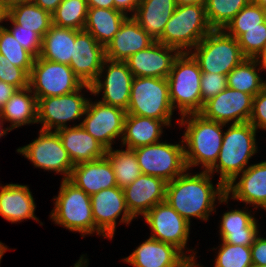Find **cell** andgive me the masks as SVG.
Returning a JSON list of instances; mask_svg holds the SVG:
<instances>
[{"label":"cell","instance_id":"obj_43","mask_svg":"<svg viewBox=\"0 0 266 267\" xmlns=\"http://www.w3.org/2000/svg\"><path fill=\"white\" fill-rule=\"evenodd\" d=\"M202 108L205 102L217 96L228 87L227 75L202 72L201 74Z\"/></svg>","mask_w":266,"mask_h":267},{"label":"cell","instance_id":"obj_2","mask_svg":"<svg viewBox=\"0 0 266 267\" xmlns=\"http://www.w3.org/2000/svg\"><path fill=\"white\" fill-rule=\"evenodd\" d=\"M179 123L186 125L183 143L187 169L202 164L201 168L208 171L218 159L226 124L208 120L199 113L185 114Z\"/></svg>","mask_w":266,"mask_h":267},{"label":"cell","instance_id":"obj_48","mask_svg":"<svg viewBox=\"0 0 266 267\" xmlns=\"http://www.w3.org/2000/svg\"><path fill=\"white\" fill-rule=\"evenodd\" d=\"M16 90L17 88L15 86L0 80V111Z\"/></svg>","mask_w":266,"mask_h":267},{"label":"cell","instance_id":"obj_56","mask_svg":"<svg viewBox=\"0 0 266 267\" xmlns=\"http://www.w3.org/2000/svg\"><path fill=\"white\" fill-rule=\"evenodd\" d=\"M3 120L0 118V137L6 136L7 132L12 131L10 128H3Z\"/></svg>","mask_w":266,"mask_h":267},{"label":"cell","instance_id":"obj_47","mask_svg":"<svg viewBox=\"0 0 266 267\" xmlns=\"http://www.w3.org/2000/svg\"><path fill=\"white\" fill-rule=\"evenodd\" d=\"M140 0H114V9L123 12L128 15L132 12L131 16H133L137 10L138 4Z\"/></svg>","mask_w":266,"mask_h":267},{"label":"cell","instance_id":"obj_34","mask_svg":"<svg viewBox=\"0 0 266 267\" xmlns=\"http://www.w3.org/2000/svg\"><path fill=\"white\" fill-rule=\"evenodd\" d=\"M262 70L266 67L255 58H245L227 75L228 87L255 96L266 87V80L258 73Z\"/></svg>","mask_w":266,"mask_h":267},{"label":"cell","instance_id":"obj_37","mask_svg":"<svg viewBox=\"0 0 266 267\" xmlns=\"http://www.w3.org/2000/svg\"><path fill=\"white\" fill-rule=\"evenodd\" d=\"M251 0H207V21L212 29H224Z\"/></svg>","mask_w":266,"mask_h":267},{"label":"cell","instance_id":"obj_42","mask_svg":"<svg viewBox=\"0 0 266 267\" xmlns=\"http://www.w3.org/2000/svg\"><path fill=\"white\" fill-rule=\"evenodd\" d=\"M0 80L23 89L29 86V75L22 69L13 65L0 53Z\"/></svg>","mask_w":266,"mask_h":267},{"label":"cell","instance_id":"obj_53","mask_svg":"<svg viewBox=\"0 0 266 267\" xmlns=\"http://www.w3.org/2000/svg\"><path fill=\"white\" fill-rule=\"evenodd\" d=\"M8 18V9L0 3V23L2 24L3 21H6ZM0 24V29L4 28L5 26Z\"/></svg>","mask_w":266,"mask_h":267},{"label":"cell","instance_id":"obj_31","mask_svg":"<svg viewBox=\"0 0 266 267\" xmlns=\"http://www.w3.org/2000/svg\"><path fill=\"white\" fill-rule=\"evenodd\" d=\"M127 17L126 14L114 8L89 7L83 30L89 32L105 48L113 40Z\"/></svg>","mask_w":266,"mask_h":267},{"label":"cell","instance_id":"obj_19","mask_svg":"<svg viewBox=\"0 0 266 267\" xmlns=\"http://www.w3.org/2000/svg\"><path fill=\"white\" fill-rule=\"evenodd\" d=\"M105 60V48L85 30H75L70 67L84 83L91 85L98 77Z\"/></svg>","mask_w":266,"mask_h":267},{"label":"cell","instance_id":"obj_28","mask_svg":"<svg viewBox=\"0 0 266 267\" xmlns=\"http://www.w3.org/2000/svg\"><path fill=\"white\" fill-rule=\"evenodd\" d=\"M175 0H140L132 16L155 41L165 29L166 23L176 9Z\"/></svg>","mask_w":266,"mask_h":267},{"label":"cell","instance_id":"obj_5","mask_svg":"<svg viewBox=\"0 0 266 267\" xmlns=\"http://www.w3.org/2000/svg\"><path fill=\"white\" fill-rule=\"evenodd\" d=\"M212 30L205 5L176 6L157 41L181 53L190 52Z\"/></svg>","mask_w":266,"mask_h":267},{"label":"cell","instance_id":"obj_36","mask_svg":"<svg viewBox=\"0 0 266 267\" xmlns=\"http://www.w3.org/2000/svg\"><path fill=\"white\" fill-rule=\"evenodd\" d=\"M88 8L86 0H63L52 14V24L81 31L86 23Z\"/></svg>","mask_w":266,"mask_h":267},{"label":"cell","instance_id":"obj_13","mask_svg":"<svg viewBox=\"0 0 266 267\" xmlns=\"http://www.w3.org/2000/svg\"><path fill=\"white\" fill-rule=\"evenodd\" d=\"M17 152L32 162L34 167L63 174L68 179L74 167L57 131H39L38 138Z\"/></svg>","mask_w":266,"mask_h":267},{"label":"cell","instance_id":"obj_30","mask_svg":"<svg viewBox=\"0 0 266 267\" xmlns=\"http://www.w3.org/2000/svg\"><path fill=\"white\" fill-rule=\"evenodd\" d=\"M37 106V97L29 86L17 89L0 111V118L10 122L11 130L26 124H37Z\"/></svg>","mask_w":266,"mask_h":267},{"label":"cell","instance_id":"obj_10","mask_svg":"<svg viewBox=\"0 0 266 267\" xmlns=\"http://www.w3.org/2000/svg\"><path fill=\"white\" fill-rule=\"evenodd\" d=\"M84 83L67 64L37 57L29 74V87L37 98L66 95Z\"/></svg>","mask_w":266,"mask_h":267},{"label":"cell","instance_id":"obj_14","mask_svg":"<svg viewBox=\"0 0 266 267\" xmlns=\"http://www.w3.org/2000/svg\"><path fill=\"white\" fill-rule=\"evenodd\" d=\"M85 111L81 125L106 150L111 149L116 138L122 140L126 111L101 101L90 102Z\"/></svg>","mask_w":266,"mask_h":267},{"label":"cell","instance_id":"obj_12","mask_svg":"<svg viewBox=\"0 0 266 267\" xmlns=\"http://www.w3.org/2000/svg\"><path fill=\"white\" fill-rule=\"evenodd\" d=\"M143 217L152 230L150 238L174 245L190 261H195L197 252L186 247L191 224L166 201L156 204ZM185 248L194 254L186 255Z\"/></svg>","mask_w":266,"mask_h":267},{"label":"cell","instance_id":"obj_45","mask_svg":"<svg viewBox=\"0 0 266 267\" xmlns=\"http://www.w3.org/2000/svg\"><path fill=\"white\" fill-rule=\"evenodd\" d=\"M249 122L256 128L266 131V87L253 97Z\"/></svg>","mask_w":266,"mask_h":267},{"label":"cell","instance_id":"obj_23","mask_svg":"<svg viewBox=\"0 0 266 267\" xmlns=\"http://www.w3.org/2000/svg\"><path fill=\"white\" fill-rule=\"evenodd\" d=\"M154 41L132 16H128L113 40L105 47V59L124 62L132 54L147 48Z\"/></svg>","mask_w":266,"mask_h":267},{"label":"cell","instance_id":"obj_38","mask_svg":"<svg viewBox=\"0 0 266 267\" xmlns=\"http://www.w3.org/2000/svg\"><path fill=\"white\" fill-rule=\"evenodd\" d=\"M0 53L13 65L30 74L35 57L21 46L7 27L0 29Z\"/></svg>","mask_w":266,"mask_h":267},{"label":"cell","instance_id":"obj_21","mask_svg":"<svg viewBox=\"0 0 266 267\" xmlns=\"http://www.w3.org/2000/svg\"><path fill=\"white\" fill-rule=\"evenodd\" d=\"M122 260L133 267H185L191 262L174 245L150 237Z\"/></svg>","mask_w":266,"mask_h":267},{"label":"cell","instance_id":"obj_15","mask_svg":"<svg viewBox=\"0 0 266 267\" xmlns=\"http://www.w3.org/2000/svg\"><path fill=\"white\" fill-rule=\"evenodd\" d=\"M102 77H104L103 81ZM133 78L125 62L105 59L97 79L91 84L92 94L96 96L103 92L100 100L102 103L126 111L130 101Z\"/></svg>","mask_w":266,"mask_h":267},{"label":"cell","instance_id":"obj_44","mask_svg":"<svg viewBox=\"0 0 266 267\" xmlns=\"http://www.w3.org/2000/svg\"><path fill=\"white\" fill-rule=\"evenodd\" d=\"M11 28H7L14 38L29 51L35 58L39 57L42 47V37L35 31L19 29L13 22Z\"/></svg>","mask_w":266,"mask_h":267},{"label":"cell","instance_id":"obj_22","mask_svg":"<svg viewBox=\"0 0 266 267\" xmlns=\"http://www.w3.org/2000/svg\"><path fill=\"white\" fill-rule=\"evenodd\" d=\"M238 176V182L226 186V196L266 211V161L250 165Z\"/></svg>","mask_w":266,"mask_h":267},{"label":"cell","instance_id":"obj_1","mask_svg":"<svg viewBox=\"0 0 266 267\" xmlns=\"http://www.w3.org/2000/svg\"><path fill=\"white\" fill-rule=\"evenodd\" d=\"M188 171L166 184L165 201L189 223L191 217L207 221L211 212H216V200L228 203L226 187L219 180L214 187L213 175L208 171L198 174Z\"/></svg>","mask_w":266,"mask_h":267},{"label":"cell","instance_id":"obj_16","mask_svg":"<svg viewBox=\"0 0 266 267\" xmlns=\"http://www.w3.org/2000/svg\"><path fill=\"white\" fill-rule=\"evenodd\" d=\"M90 197L97 235L112 239L118 217L122 215L119 222L127 225L134 219L127 209L124 191L118 186L101 190Z\"/></svg>","mask_w":266,"mask_h":267},{"label":"cell","instance_id":"obj_59","mask_svg":"<svg viewBox=\"0 0 266 267\" xmlns=\"http://www.w3.org/2000/svg\"><path fill=\"white\" fill-rule=\"evenodd\" d=\"M200 264L196 263V261H191L188 265H186L185 267H203V266H199Z\"/></svg>","mask_w":266,"mask_h":267},{"label":"cell","instance_id":"obj_32","mask_svg":"<svg viewBox=\"0 0 266 267\" xmlns=\"http://www.w3.org/2000/svg\"><path fill=\"white\" fill-rule=\"evenodd\" d=\"M75 42V29L51 25L50 30L42 37L39 57L70 65Z\"/></svg>","mask_w":266,"mask_h":267},{"label":"cell","instance_id":"obj_39","mask_svg":"<svg viewBox=\"0 0 266 267\" xmlns=\"http://www.w3.org/2000/svg\"><path fill=\"white\" fill-rule=\"evenodd\" d=\"M223 30L237 39L241 52L246 58H255L266 42V21L263 23V28Z\"/></svg>","mask_w":266,"mask_h":267},{"label":"cell","instance_id":"obj_26","mask_svg":"<svg viewBox=\"0 0 266 267\" xmlns=\"http://www.w3.org/2000/svg\"><path fill=\"white\" fill-rule=\"evenodd\" d=\"M0 215L11 223L25 219L39 221L35 216L36 204L27 185L9 183L0 185Z\"/></svg>","mask_w":266,"mask_h":267},{"label":"cell","instance_id":"obj_17","mask_svg":"<svg viewBox=\"0 0 266 267\" xmlns=\"http://www.w3.org/2000/svg\"><path fill=\"white\" fill-rule=\"evenodd\" d=\"M253 97L242 91L227 87L217 96L204 103L199 112L204 118L229 125L249 122Z\"/></svg>","mask_w":266,"mask_h":267},{"label":"cell","instance_id":"obj_57","mask_svg":"<svg viewBox=\"0 0 266 267\" xmlns=\"http://www.w3.org/2000/svg\"><path fill=\"white\" fill-rule=\"evenodd\" d=\"M8 250V247L0 242V263L4 253Z\"/></svg>","mask_w":266,"mask_h":267},{"label":"cell","instance_id":"obj_7","mask_svg":"<svg viewBox=\"0 0 266 267\" xmlns=\"http://www.w3.org/2000/svg\"><path fill=\"white\" fill-rule=\"evenodd\" d=\"M173 112L166 78H133L127 114L162 120L169 127Z\"/></svg>","mask_w":266,"mask_h":267},{"label":"cell","instance_id":"obj_24","mask_svg":"<svg viewBox=\"0 0 266 267\" xmlns=\"http://www.w3.org/2000/svg\"><path fill=\"white\" fill-rule=\"evenodd\" d=\"M68 180L90 196L117 186L112 165L106 156L74 165Z\"/></svg>","mask_w":266,"mask_h":267},{"label":"cell","instance_id":"obj_40","mask_svg":"<svg viewBox=\"0 0 266 267\" xmlns=\"http://www.w3.org/2000/svg\"><path fill=\"white\" fill-rule=\"evenodd\" d=\"M214 267H253L250 246L233 245L222 241L218 246Z\"/></svg>","mask_w":266,"mask_h":267},{"label":"cell","instance_id":"obj_27","mask_svg":"<svg viewBox=\"0 0 266 267\" xmlns=\"http://www.w3.org/2000/svg\"><path fill=\"white\" fill-rule=\"evenodd\" d=\"M245 210H231L221 217L220 238L225 243L241 246H251L259 234L257 220Z\"/></svg>","mask_w":266,"mask_h":267},{"label":"cell","instance_id":"obj_11","mask_svg":"<svg viewBox=\"0 0 266 267\" xmlns=\"http://www.w3.org/2000/svg\"><path fill=\"white\" fill-rule=\"evenodd\" d=\"M84 88L92 94L91 85L83 84L75 92L66 95L37 98V123L42 124L41 130L57 131L67 127L68 121L81 119L89 101L80 93Z\"/></svg>","mask_w":266,"mask_h":267},{"label":"cell","instance_id":"obj_29","mask_svg":"<svg viewBox=\"0 0 266 267\" xmlns=\"http://www.w3.org/2000/svg\"><path fill=\"white\" fill-rule=\"evenodd\" d=\"M167 126L162 120L126 114L122 146L135 149L160 142L163 128Z\"/></svg>","mask_w":266,"mask_h":267},{"label":"cell","instance_id":"obj_6","mask_svg":"<svg viewBox=\"0 0 266 267\" xmlns=\"http://www.w3.org/2000/svg\"><path fill=\"white\" fill-rule=\"evenodd\" d=\"M59 190L58 196L53 198L55 207L50 213L52 221L70 231L79 232L82 237L94 234L95 222L90 195L68 179H62Z\"/></svg>","mask_w":266,"mask_h":267},{"label":"cell","instance_id":"obj_49","mask_svg":"<svg viewBox=\"0 0 266 267\" xmlns=\"http://www.w3.org/2000/svg\"><path fill=\"white\" fill-rule=\"evenodd\" d=\"M31 1L52 15L57 9L58 5L63 0H31Z\"/></svg>","mask_w":266,"mask_h":267},{"label":"cell","instance_id":"obj_46","mask_svg":"<svg viewBox=\"0 0 266 267\" xmlns=\"http://www.w3.org/2000/svg\"><path fill=\"white\" fill-rule=\"evenodd\" d=\"M257 235L250 246L253 266L266 265V238Z\"/></svg>","mask_w":266,"mask_h":267},{"label":"cell","instance_id":"obj_4","mask_svg":"<svg viewBox=\"0 0 266 267\" xmlns=\"http://www.w3.org/2000/svg\"><path fill=\"white\" fill-rule=\"evenodd\" d=\"M201 74L198 62L189 52L180 53L167 77L172 108L180 116L202 110Z\"/></svg>","mask_w":266,"mask_h":267},{"label":"cell","instance_id":"obj_58","mask_svg":"<svg viewBox=\"0 0 266 267\" xmlns=\"http://www.w3.org/2000/svg\"><path fill=\"white\" fill-rule=\"evenodd\" d=\"M251 2L263 7L266 9V0H251Z\"/></svg>","mask_w":266,"mask_h":267},{"label":"cell","instance_id":"obj_18","mask_svg":"<svg viewBox=\"0 0 266 267\" xmlns=\"http://www.w3.org/2000/svg\"><path fill=\"white\" fill-rule=\"evenodd\" d=\"M181 52L154 41L150 46L132 54L124 62L134 77L166 78Z\"/></svg>","mask_w":266,"mask_h":267},{"label":"cell","instance_id":"obj_55","mask_svg":"<svg viewBox=\"0 0 266 267\" xmlns=\"http://www.w3.org/2000/svg\"><path fill=\"white\" fill-rule=\"evenodd\" d=\"M88 263V259H85L84 255H81L80 259L74 264L73 267H87Z\"/></svg>","mask_w":266,"mask_h":267},{"label":"cell","instance_id":"obj_50","mask_svg":"<svg viewBox=\"0 0 266 267\" xmlns=\"http://www.w3.org/2000/svg\"><path fill=\"white\" fill-rule=\"evenodd\" d=\"M86 1L88 7L105 8V9L114 8V0H86Z\"/></svg>","mask_w":266,"mask_h":267},{"label":"cell","instance_id":"obj_41","mask_svg":"<svg viewBox=\"0 0 266 267\" xmlns=\"http://www.w3.org/2000/svg\"><path fill=\"white\" fill-rule=\"evenodd\" d=\"M266 21V9L250 2L242 8L224 29L263 28Z\"/></svg>","mask_w":266,"mask_h":267},{"label":"cell","instance_id":"obj_25","mask_svg":"<svg viewBox=\"0 0 266 267\" xmlns=\"http://www.w3.org/2000/svg\"><path fill=\"white\" fill-rule=\"evenodd\" d=\"M57 133L74 165L105 156L106 149L81 125H69L58 129Z\"/></svg>","mask_w":266,"mask_h":267},{"label":"cell","instance_id":"obj_54","mask_svg":"<svg viewBox=\"0 0 266 267\" xmlns=\"http://www.w3.org/2000/svg\"><path fill=\"white\" fill-rule=\"evenodd\" d=\"M257 61H259L263 66L266 67V42L260 53L255 57Z\"/></svg>","mask_w":266,"mask_h":267},{"label":"cell","instance_id":"obj_51","mask_svg":"<svg viewBox=\"0 0 266 267\" xmlns=\"http://www.w3.org/2000/svg\"><path fill=\"white\" fill-rule=\"evenodd\" d=\"M177 6L184 5H206L207 0H175Z\"/></svg>","mask_w":266,"mask_h":267},{"label":"cell","instance_id":"obj_33","mask_svg":"<svg viewBox=\"0 0 266 267\" xmlns=\"http://www.w3.org/2000/svg\"><path fill=\"white\" fill-rule=\"evenodd\" d=\"M6 21L13 22L19 29L35 31L43 37L50 30L52 15L30 1L9 8Z\"/></svg>","mask_w":266,"mask_h":267},{"label":"cell","instance_id":"obj_20","mask_svg":"<svg viewBox=\"0 0 266 267\" xmlns=\"http://www.w3.org/2000/svg\"><path fill=\"white\" fill-rule=\"evenodd\" d=\"M166 184L163 179L141 174L123 191L128 211L136 219L144 216L156 204L165 201Z\"/></svg>","mask_w":266,"mask_h":267},{"label":"cell","instance_id":"obj_8","mask_svg":"<svg viewBox=\"0 0 266 267\" xmlns=\"http://www.w3.org/2000/svg\"><path fill=\"white\" fill-rule=\"evenodd\" d=\"M202 72L228 75L246 57L237 39L223 29H213L189 52Z\"/></svg>","mask_w":266,"mask_h":267},{"label":"cell","instance_id":"obj_35","mask_svg":"<svg viewBox=\"0 0 266 267\" xmlns=\"http://www.w3.org/2000/svg\"><path fill=\"white\" fill-rule=\"evenodd\" d=\"M105 156L112 165L117 186L121 189H124L142 174L133 149L113 150L112 147L106 150Z\"/></svg>","mask_w":266,"mask_h":267},{"label":"cell","instance_id":"obj_52","mask_svg":"<svg viewBox=\"0 0 266 267\" xmlns=\"http://www.w3.org/2000/svg\"><path fill=\"white\" fill-rule=\"evenodd\" d=\"M31 0H0V3L4 5L7 9L11 8L12 6H15L17 4L21 3H27Z\"/></svg>","mask_w":266,"mask_h":267},{"label":"cell","instance_id":"obj_3","mask_svg":"<svg viewBox=\"0 0 266 267\" xmlns=\"http://www.w3.org/2000/svg\"><path fill=\"white\" fill-rule=\"evenodd\" d=\"M256 132L250 122L231 123L224 132L218 159L208 172H218L225 187L249 167L250 158L257 153Z\"/></svg>","mask_w":266,"mask_h":267},{"label":"cell","instance_id":"obj_9","mask_svg":"<svg viewBox=\"0 0 266 267\" xmlns=\"http://www.w3.org/2000/svg\"><path fill=\"white\" fill-rule=\"evenodd\" d=\"M158 142L133 149L142 174L151 175L171 182L186 172L184 143ZM182 143V144H181Z\"/></svg>","mask_w":266,"mask_h":267}]
</instances>
